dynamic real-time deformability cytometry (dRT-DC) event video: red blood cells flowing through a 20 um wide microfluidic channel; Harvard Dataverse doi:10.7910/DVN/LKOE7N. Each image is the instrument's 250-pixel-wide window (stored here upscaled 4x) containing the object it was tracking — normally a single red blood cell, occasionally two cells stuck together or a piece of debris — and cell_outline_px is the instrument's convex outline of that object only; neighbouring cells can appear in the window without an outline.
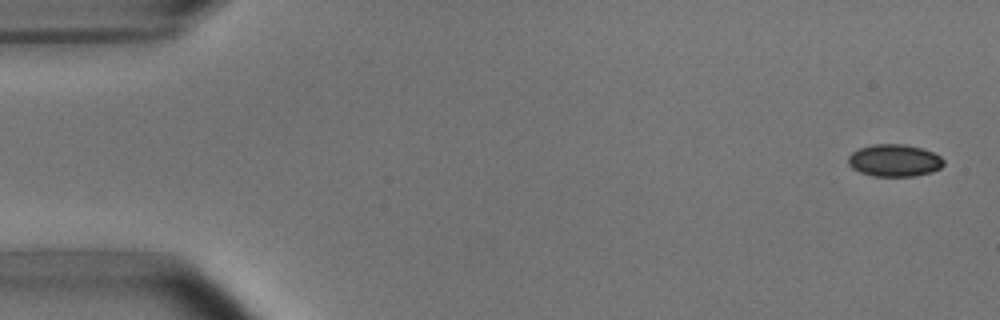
{"species": "common noctule bat (a hibernating species)", "species_latin": "Nyctalus noctula", "temperature_condition": "room temperature", "stored_images_in_passage": 6, "camera_frame_rate_fps": 3000, "um_per_image_px": 0.085, "animal": {"sex": "male", "body_mass_g": 15.6}, "frame": {"image": 1, "passage_image": 1, "time_ms": 0.0, "image_size_px": [1000, 320], "cell_outline_px": [[944, 164], [940, 168], [932, 172], [912, 176], [872, 176], [860, 172], [852, 168], [848, 164], [848, 156], [852, 152], [860, 148], [872, 144], [904, 144], [924, 148], [940, 156], [944, 160]], "centroid_in_image_um": [76.02, 13.63], "position_along_channel_um": 9.0, "area_um2": 18.03}}
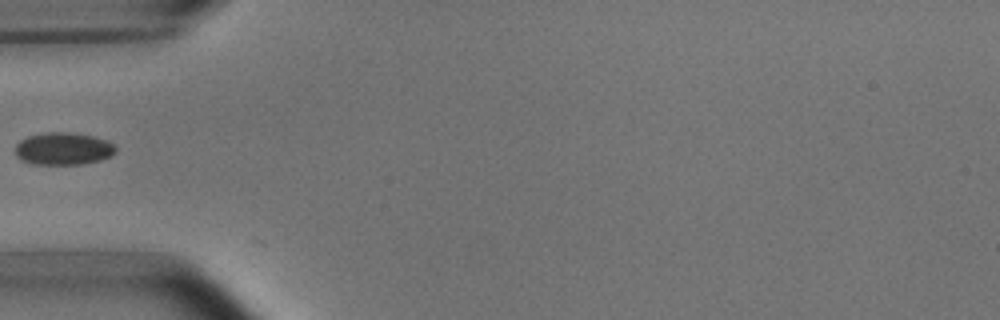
{"frame": {"image": 2, "passage_image": 5, "time_ms": 5.333, "image_size_px": [1000, 320], "cell_outline_px": [[116, 152], [112, 156], [100, 160], [80, 164], [32, 164], [20, 160], [16, 156], [16, 144], [20, 140], [28, 136], [44, 132], [68, 132], [92, 136], [104, 140], [112, 144], [116, 148]], "centroid_in_image_um": [5.35, 12.64], "position_along_channel_um": 79.7, "area_um2": 18.96}}